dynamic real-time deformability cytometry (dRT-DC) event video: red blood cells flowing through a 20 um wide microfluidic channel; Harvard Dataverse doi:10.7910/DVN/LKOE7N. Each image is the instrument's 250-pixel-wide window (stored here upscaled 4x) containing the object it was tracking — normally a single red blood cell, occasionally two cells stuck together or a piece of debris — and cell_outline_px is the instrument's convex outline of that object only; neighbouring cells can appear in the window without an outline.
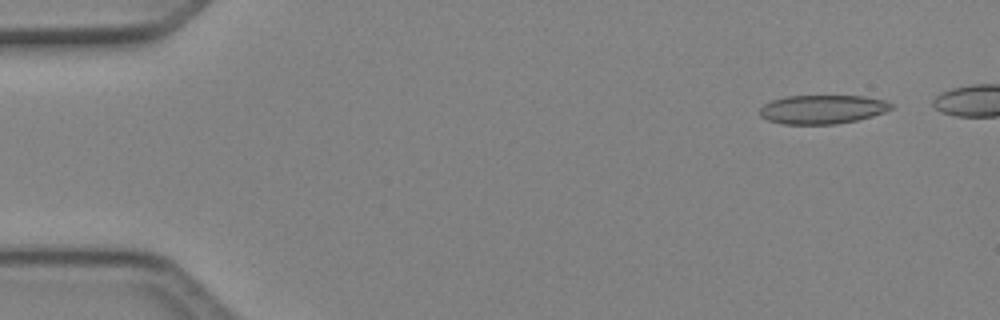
{"species": "Egyptian fruit bat (a non-hibernating species)", "species_latin": "Rousettus aegyptiacus", "temperature_condition": "cold", "stored_images_in_passage": 5, "camera_frame_rate_fps": 3000, "um_per_image_px": 0.085, "animal": {"sex": "female"}, "frame": {"image": 1, "passage_image": 1, "time_ms": 0.0, "image_size_px": [1000, 320], "cell_outline_px": [[892, 108], [884, 112], [872, 116], [856, 120], [836, 124], [780, 124], [768, 120], [760, 116], [760, 108], [764, 104], [772, 100], [784, 96], [864, 96], [884, 100], [892, 104]], "centroid_in_image_um": [69.87, 9.29], "position_along_channel_um": 15.1, "area_um2": 22.08}}